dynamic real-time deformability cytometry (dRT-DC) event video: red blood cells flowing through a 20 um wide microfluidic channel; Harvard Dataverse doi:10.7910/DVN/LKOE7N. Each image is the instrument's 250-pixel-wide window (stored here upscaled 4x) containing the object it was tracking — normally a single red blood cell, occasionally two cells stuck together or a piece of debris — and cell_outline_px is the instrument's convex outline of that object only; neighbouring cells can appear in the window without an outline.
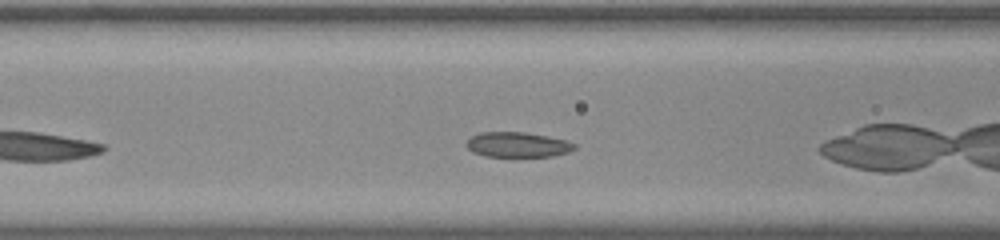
{"species": "common noctule bat (a hibernating species)", "species_latin": "Nyctalus noctula", "temperature_condition": "room temperature", "stored_images_in_passage": 10, "camera_frame_rate_fps": 3000, "um_per_image_px": 0.085, "animal": {"sex": "male", "body_mass_g": 20.0, "forearm_length_mm": 53.3}, "frame": {"image": 1, "passage_image": 5, "time_ms": 1.333, "image_size_px": [1000, 240], "cell_outline_px": [[576, 148], [568, 152], [552, 156], [484, 156], [472, 152], [464, 144], [472, 136], [480, 132], [524, 132], [548, 136], [568, 140], [576, 144]], "centroid_in_image_um": [44.0, 12.29], "position_along_channel_um": 122.6, "area_um2": 15.84}}